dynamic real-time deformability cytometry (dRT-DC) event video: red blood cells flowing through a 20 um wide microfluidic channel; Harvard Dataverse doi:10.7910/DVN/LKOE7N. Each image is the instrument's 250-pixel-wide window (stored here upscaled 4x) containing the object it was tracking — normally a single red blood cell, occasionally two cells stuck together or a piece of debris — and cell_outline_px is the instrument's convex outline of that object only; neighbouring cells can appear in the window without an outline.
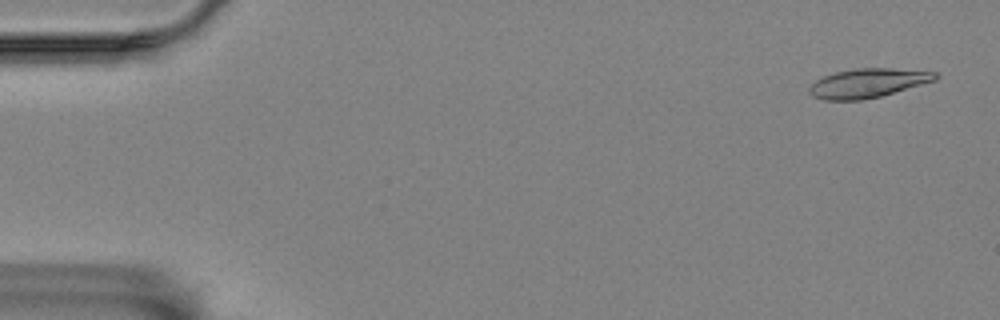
{"species": "Egyptian fruit bat (a non-hibernating species)", "species_latin": "Rousettus aegyptiacus", "temperature_condition": "room temperature", "stored_images_in_passage": 15, "camera_frame_rate_fps": 3000, "um_per_image_px": 0.085, "animal": {"sex": "female"}, "frame": {"image": 1, "passage_image": 3, "time_ms": 0.667, "image_size_px": [1000, 320], "cell_outline_px": [[940, 76], [936, 80], [880, 96], [860, 100], [824, 100], [812, 96], [808, 92], [808, 88], [816, 80], [824, 76], [836, 72], [856, 68], [892, 68], [940, 72]], "centroid_in_image_um": [73.78, 7.05], "position_along_channel_um": 11.2, "area_um2": 21.39}}